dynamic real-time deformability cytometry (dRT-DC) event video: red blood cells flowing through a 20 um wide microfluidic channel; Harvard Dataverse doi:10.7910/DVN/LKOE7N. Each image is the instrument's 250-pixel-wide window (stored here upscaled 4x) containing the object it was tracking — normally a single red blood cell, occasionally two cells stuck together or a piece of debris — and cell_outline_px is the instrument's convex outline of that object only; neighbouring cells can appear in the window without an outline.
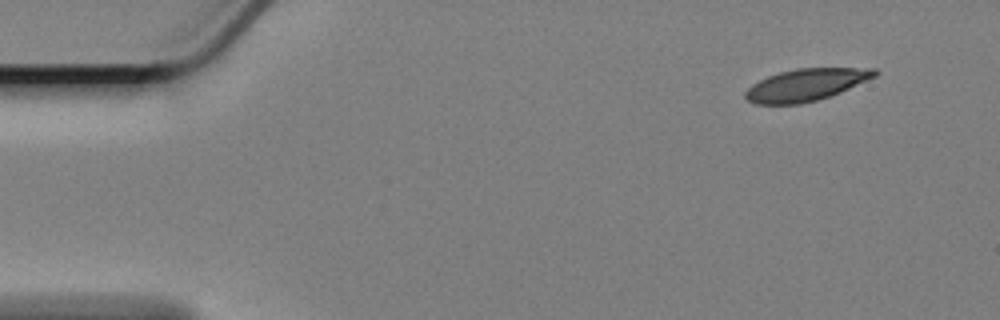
{"species": "Egyptian fruit bat (a non-hibernating species)", "species_latin": "Rousettus aegyptiacus", "temperature_condition": "cold", "stored_images_in_passage": 55, "camera_frame_rate_fps": 3000, "um_per_image_px": 0.085, "animal": {"sex": "female"}, "frame": {"image": 1, "passage_image": 1, "time_ms": 0.0, "image_size_px": [1000, 320], "cell_outline_px": [[880, 72], [876, 76], [840, 92], [816, 100], [800, 104], [752, 104], [744, 96], [744, 92], [752, 84], [768, 76], [780, 72], [796, 68], [876, 68]], "centroid_in_image_um": [68.5, 7.2], "position_along_channel_um": 16.5, "area_um2": 24.1}}
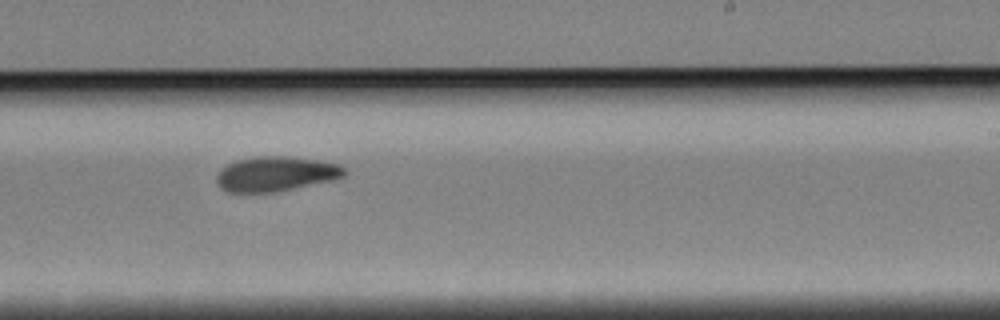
{"frame": {"image": 2, "passage_image": 32, "time_ms": 10.333, "image_size_px": [1000, 320], "cell_outline_px": [[348, 172], [344, 176], [332, 180], [276, 192], [228, 192], [220, 188], [216, 180], [216, 176], [220, 168], [236, 160], [252, 156], [284, 156], [316, 160], [340, 164]], "centroid_in_image_um": [23.42, 14.77], "position_along_channel_um": 265.6, "area_um2": 26.01}}
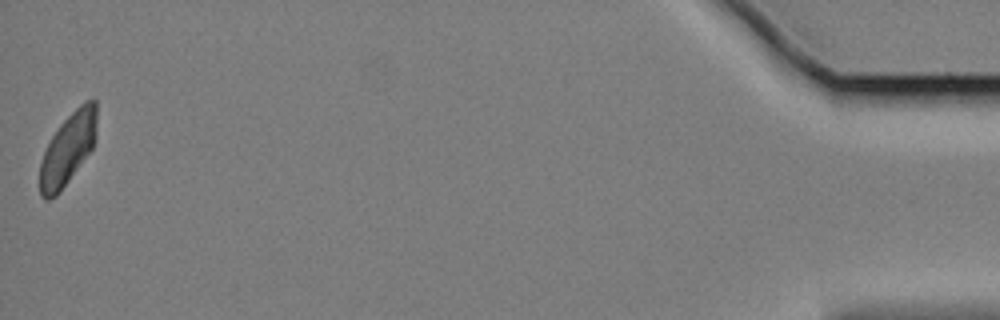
{"frame": {"image": 3, "passage_image": 55, "time_ms": 18.0, "image_size_px": [1000, 320], "cell_outline_px": [[96, 140], [92, 148], [60, 192], [56, 196], [48, 200], [44, 200], [40, 196], [40, 164], [44, 152], [52, 136], [60, 124], [84, 100], [96, 100]], "centroid_in_image_um": [5.77, 12.67], "position_along_channel_um": 429.4, "area_um2": 23.52}, "authors_computed_cell_mechanics": {"area_um2": 25.721, "velocity_mm_per_s": 3.3506, "shape_relaxation_time_tau1_ms": 5.8795, "shape_relaxation_time_tau2_ms": 6.4926, "deformation_change_tau1": 0.1588, "deformation_change_tau2": 0.1094}}